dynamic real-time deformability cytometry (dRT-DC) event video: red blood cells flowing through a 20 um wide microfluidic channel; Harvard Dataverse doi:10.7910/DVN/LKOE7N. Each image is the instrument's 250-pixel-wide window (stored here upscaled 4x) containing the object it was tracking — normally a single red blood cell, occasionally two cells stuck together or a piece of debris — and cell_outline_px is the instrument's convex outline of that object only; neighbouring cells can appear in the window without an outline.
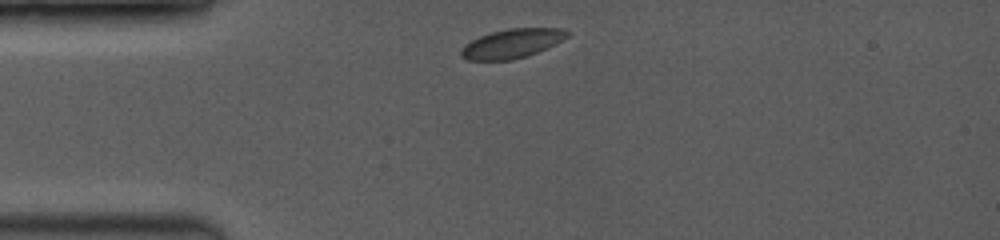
{"species": "common noctule bat (a hibernating species)", "species_latin": "Nyctalus noctula", "temperature_condition": "room temperature", "stored_images_in_passage": 17, "segment_of_instrument_passage": [1, 2], "camera_frame_rate_fps": 3500, "um_per_image_px": 0.085, "animal": {"sex": "female", "body_mass_g": 19.0, "forearm_length_mm": 53.3}, "frame": {"image": 1, "passage_image": 1, "time_ms": 0.0, "image_size_px": [1000, 240], "cell_outline_px": [[568, 36], [536, 52], [512, 60], [468, 60], [460, 56], [460, 52], [464, 44], [480, 36], [492, 32], [508, 28], [560, 28], [568, 32]], "centroid_in_image_um": [43.44, 3.7], "position_along_channel_um": 41.6, "area_um2": 17.63}}
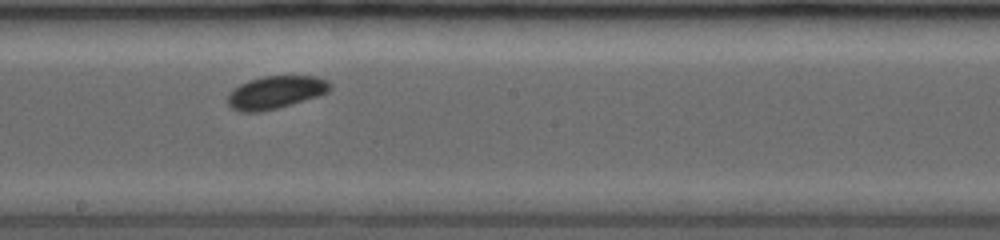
{"frame": {"image": 2, "passage_image": 9, "time_ms": 5.143, "image_size_px": [1000, 240], "cell_outline_px": [[332, 88], [328, 92], [320, 96], [292, 104], [260, 112], [240, 112], [232, 108], [228, 104], [228, 92], [232, 88], [248, 80], [264, 76], [316, 76], [328, 80], [332, 84]], "centroid_in_image_um": [23.44, 7.84], "position_along_channel_um": 224.8, "area_um2": 19.83}}
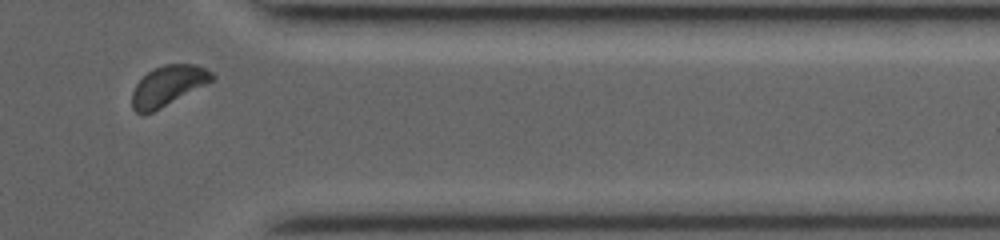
{"frame": {"image": 3, "passage_image": 15, "time_ms": 9.429, "image_size_px": [1000, 240], "cell_outline_px": [[216, 80], [144, 116], [140, 116], [132, 108], [132, 92], [136, 84], [152, 68], [164, 64], [196, 64], [212, 72], [216, 76]], "centroid_in_image_um": [14.29, 7.29], "position_along_channel_um": 397.1, "area_um2": 18.96}}